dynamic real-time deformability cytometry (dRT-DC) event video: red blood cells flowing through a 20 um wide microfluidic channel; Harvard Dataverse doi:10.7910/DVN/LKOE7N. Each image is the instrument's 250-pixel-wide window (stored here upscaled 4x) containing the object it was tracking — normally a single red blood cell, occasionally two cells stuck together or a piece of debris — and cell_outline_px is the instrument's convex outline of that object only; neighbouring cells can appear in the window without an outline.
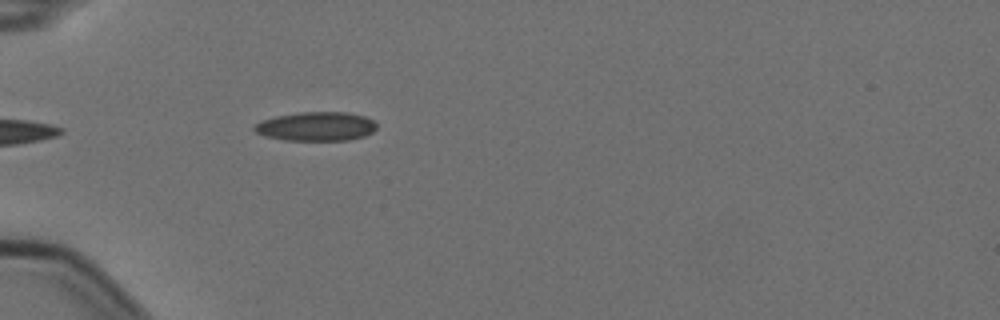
{"species": "Egyptian fruit bat (a non-hibernating species)", "species_latin": "Rousettus aegyptiacus", "temperature_condition": "cold", "stored_images_in_passage": 3, "camera_frame_rate_fps": 3000, "um_per_image_px": 0.085, "animal": {"sex": "female"}, "frame": {"image": 1, "passage_image": 3, "time_ms": 0.667, "image_size_px": [1000, 320], "cell_outline_px": [[376, 128], [372, 132], [364, 136], [348, 140], [284, 140], [264, 136], [256, 132], [252, 128], [256, 124], [264, 120], [276, 116], [300, 112], [348, 112], [364, 116], [372, 120], [376, 124]], "centroid_in_image_um": [26.88, 10.74], "position_along_channel_um": 58.1, "area_um2": 20.58}}